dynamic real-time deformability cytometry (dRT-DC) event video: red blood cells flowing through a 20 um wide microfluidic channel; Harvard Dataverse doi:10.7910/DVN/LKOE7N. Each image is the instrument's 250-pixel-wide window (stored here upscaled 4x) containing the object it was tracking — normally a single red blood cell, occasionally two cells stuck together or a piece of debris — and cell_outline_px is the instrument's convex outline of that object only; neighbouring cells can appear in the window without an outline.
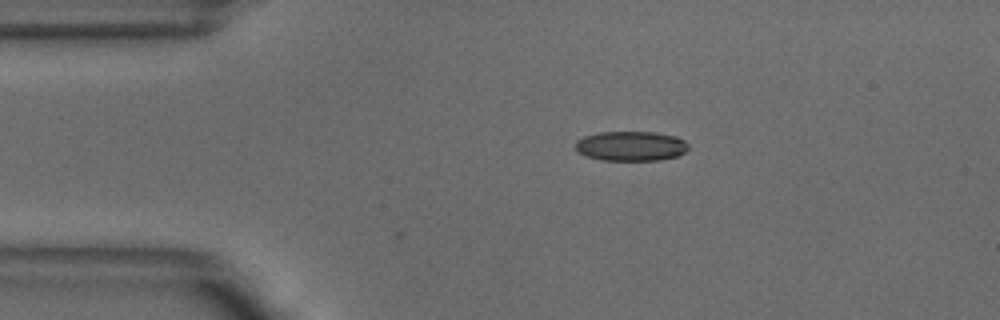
{"species": "common noctule bat (a hibernating species)", "species_latin": "Nyctalus noctula", "temperature_condition": "warm", "stored_images_in_passage": 3, "camera_frame_rate_fps": 3000, "um_per_image_px": 0.085, "animal": {"sex": "male", "body_mass_g": 18.8}, "frame": {"image": 1, "passage_image": 1, "time_ms": 0.0, "image_size_px": [1000, 320], "cell_outline_px": [[688, 148], [684, 152], [676, 156], [660, 160], [600, 160], [584, 156], [576, 152], [576, 140], [584, 136], [600, 132], [656, 132], [676, 136], [684, 140], [688, 144]], "centroid_in_image_um": [53.6, 12.41], "position_along_channel_um": 31.4, "area_um2": 19.71}}